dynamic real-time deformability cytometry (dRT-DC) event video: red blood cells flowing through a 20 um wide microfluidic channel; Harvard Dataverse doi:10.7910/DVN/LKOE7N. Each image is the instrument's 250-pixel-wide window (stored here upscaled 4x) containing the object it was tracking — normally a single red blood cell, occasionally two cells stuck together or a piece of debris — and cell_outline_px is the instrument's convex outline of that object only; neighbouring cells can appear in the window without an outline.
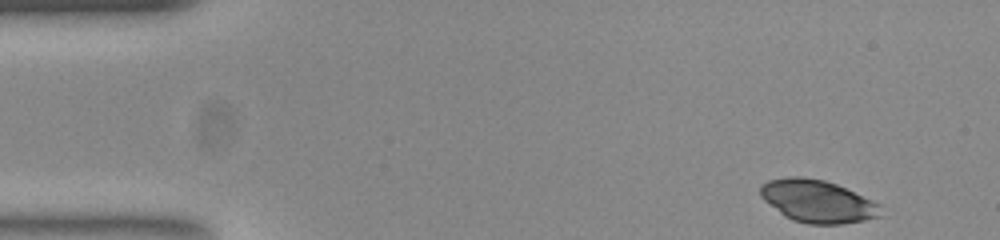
{"species": "common noctule bat (a hibernating species)", "species_latin": "Nyctalus noctula", "temperature_condition": "room temperature", "stored_images_in_passage": 47, "camera_frame_rate_fps": 3000, "um_per_image_px": 0.085, "animal": {"sex": "female", "body_mass_g": 23.0, "forearm_length_mm": 53.4}, "frame": {"image": 1, "passage_image": 1, "time_ms": 0.0, "image_size_px": [1000, 240], "cell_outline_px": [[880, 216], [864, 220], [840, 224], [808, 224], [792, 220], [784, 216], [764, 200], [760, 196], [760, 188], [768, 180], [788, 176], [800, 176], [824, 180], [836, 184], [880, 204]], "centroid_in_image_um": [69.46, 17.1], "position_along_channel_um": 15.5, "area_um2": 29.59}}